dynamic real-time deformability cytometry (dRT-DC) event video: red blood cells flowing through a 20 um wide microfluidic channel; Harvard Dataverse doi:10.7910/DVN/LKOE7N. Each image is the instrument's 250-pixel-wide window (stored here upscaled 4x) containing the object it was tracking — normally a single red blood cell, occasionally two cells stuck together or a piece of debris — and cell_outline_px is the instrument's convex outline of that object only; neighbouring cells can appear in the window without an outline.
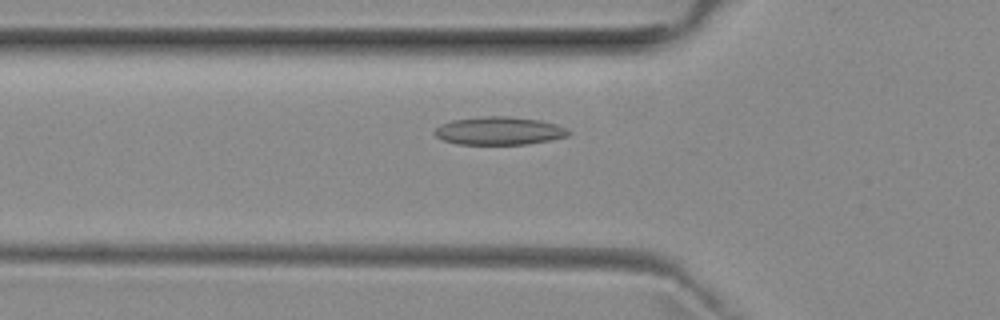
{"species": "common noctule bat (a hibernating species)", "species_latin": "Nyctalus noctula", "temperature_condition": "room temperature", "stored_images_in_passage": 52, "camera_frame_rate_fps": 3000, "um_per_image_px": 0.085, "animal": {"sex": "female", "body_mass_g": 29.2, "forearm_length_mm": 56.3}, "frame": {"image": 1, "passage_image": 18, "time_ms": 5.667, "image_size_px": [1000, 320], "cell_outline_px": [[572, 132], [568, 136], [548, 140], [524, 144], [456, 144], [444, 140], [436, 136], [432, 132], [440, 124], [452, 120], [480, 116], [508, 116], [540, 120], [556, 124]], "centroid_in_image_um": [42.39, 11.11], "position_along_channel_um": 83.4, "area_um2": 21.85}}
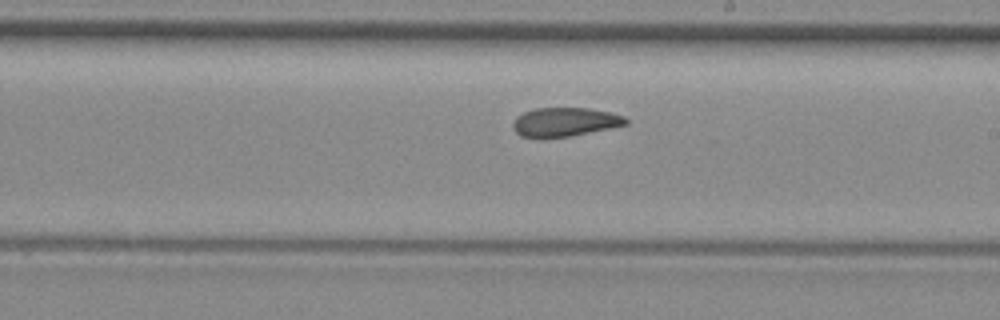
{"frame": {"image": 2, "passage_image": 30, "time_ms": 9.667, "image_size_px": [1000, 320], "cell_outline_px": [[628, 124], [568, 136], [540, 140], [520, 136], [512, 128], [512, 124], [516, 116], [524, 112], [536, 108], [588, 108], [608, 112], [624, 116], [628, 120]], "centroid_in_image_um": [47.92, 10.39], "position_along_channel_um": 241.1, "area_um2": 19.19}}
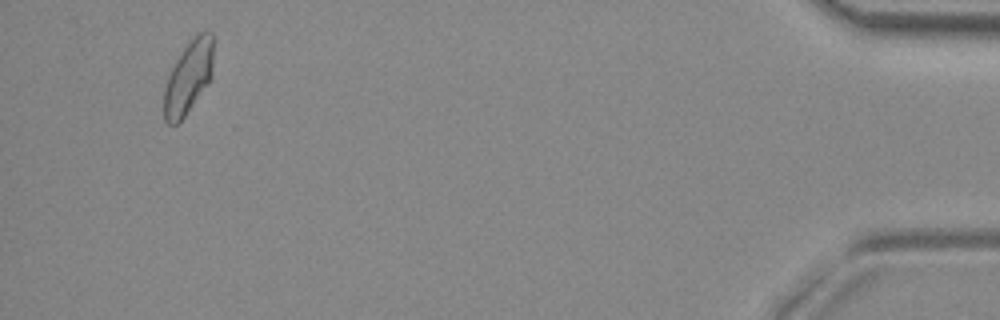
{"frame": {"image": 3, "passage_image": 50, "time_ms": 16.333, "image_size_px": [1000, 320], "cell_outline_px": [[212, 76], [208, 84], [184, 116], [176, 124], [168, 124], [164, 120], [164, 92], [168, 76], [180, 52], [200, 32], [212, 32]], "centroid_in_image_um": [16.01, 6.59], "position_along_channel_um": 419.2, "area_um2": 20.46}, "authors_computed_cell_mechanics": {"area_um2": 20.4323, "velocity_mm_per_s": 3.9356, "shape_relaxation_time_tau1_ms": null, "shape_relaxation_time_tau2_ms": 2.2578, "deformation_change_tau1": null, "deformation_change_tau2": 0.0899}}